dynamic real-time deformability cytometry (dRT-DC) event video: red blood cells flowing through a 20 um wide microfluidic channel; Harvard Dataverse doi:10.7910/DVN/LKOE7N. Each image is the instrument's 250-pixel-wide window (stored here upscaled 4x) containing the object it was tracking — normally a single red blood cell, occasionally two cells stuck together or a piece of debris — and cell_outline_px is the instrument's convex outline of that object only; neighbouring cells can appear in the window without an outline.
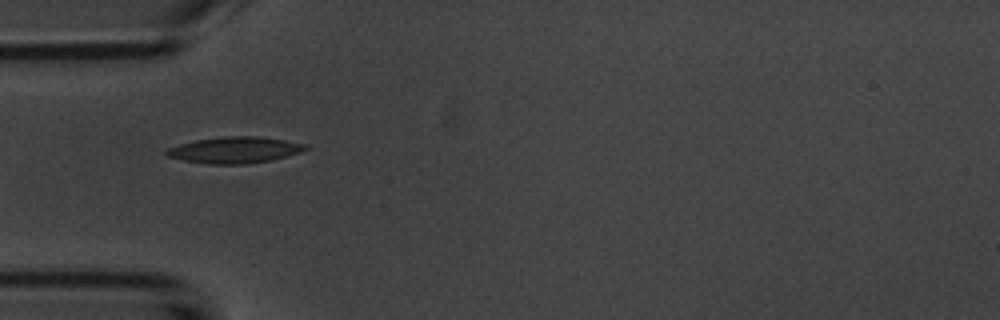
{"species": "common noctule bat (a hibernating species)", "species_latin": "Nyctalus noctula", "temperature_condition": "room temperature", "stored_images_in_passage": 38, "camera_frame_rate_fps": 3000, "um_per_image_px": 0.085, "animal": {"sex": "male", "body_mass_g": 20.1, "forearm_length_mm": 53.5}, "frame": {"image": 1, "passage_image": 1, "time_ms": 0.0, "image_size_px": [1000, 320], "cell_outline_px": [[308, 148], [300, 152], [288, 156], [268, 160], [244, 164], [208, 164], [184, 160], [168, 156], [164, 152], [168, 148], [180, 144], [196, 140], [224, 136], [256, 136], [284, 140], [304, 144]], "centroid_in_image_um": [19.93, 12.74], "position_along_channel_um": 65.1, "area_um2": 20.98}}
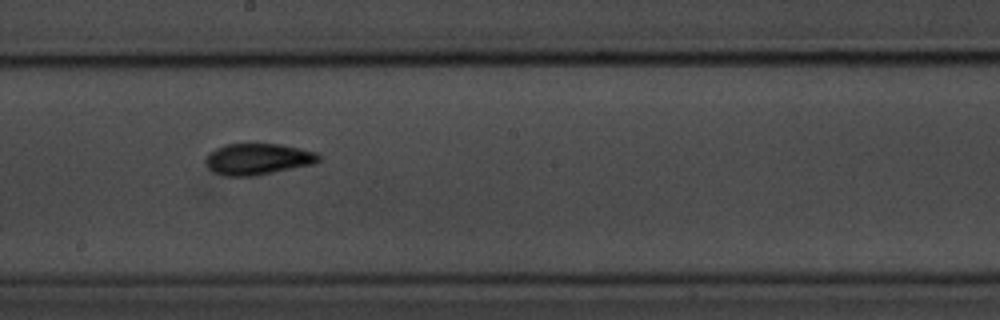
{"frame": {"image": 2, "passage_image": 14, "time_ms": 4.333, "image_size_px": [1000, 320], "cell_outline_px": [[320, 160], [312, 164], [256, 176], [228, 176], [216, 172], [208, 168], [208, 152], [224, 144], [280, 144], [300, 148], [316, 152], [320, 156]], "centroid_in_image_um": [21.94, 13.51], "position_along_channel_um": 226.3, "area_um2": 20.4}}
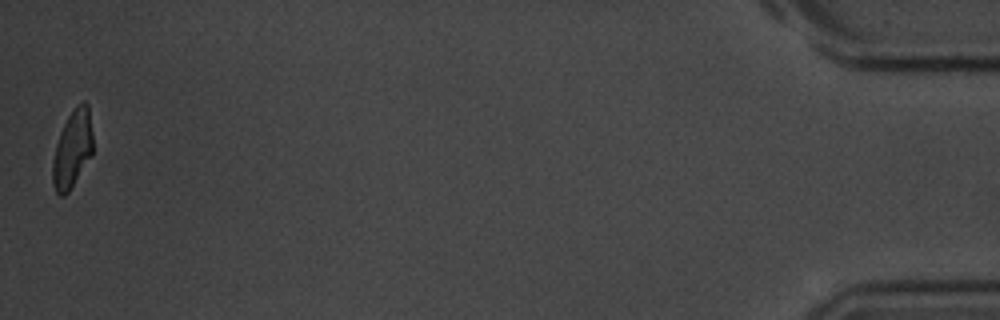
{"frame": {"image": 3, "passage_image": 38, "time_ms": 12.333, "image_size_px": [1000, 320], "cell_outline_px": [[92, 156], [68, 192], [64, 196], [60, 196], [56, 192], [52, 184], [52, 164], [56, 144], [60, 132], [68, 116], [76, 104], [84, 100], [88, 104], [92, 132]], "centroid_in_image_um": [6.15, 12.66], "position_along_channel_um": 429.0, "area_um2": 18.26}, "authors_computed_cell_mechanics": {"area_um2": 19.4497, "velocity_mm_per_s": 3.7124, "shape_relaxation_time_tau1_ms": 2.9186, "shape_relaxation_time_tau2_ms": 2.3024, "deformation_change_tau1": 0.1395, "deformation_change_tau2": 0.0792}}